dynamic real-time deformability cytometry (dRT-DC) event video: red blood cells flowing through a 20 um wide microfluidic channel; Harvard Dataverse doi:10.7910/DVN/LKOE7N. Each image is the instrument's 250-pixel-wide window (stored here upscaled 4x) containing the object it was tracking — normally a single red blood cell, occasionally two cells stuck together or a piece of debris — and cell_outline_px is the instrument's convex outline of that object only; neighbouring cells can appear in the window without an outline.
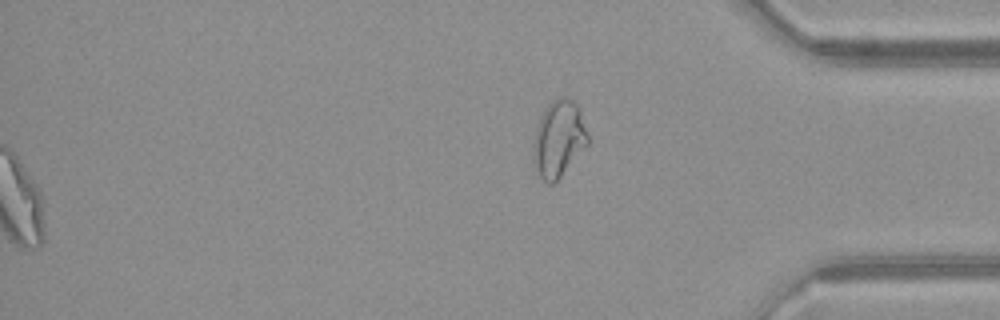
{"species": "common noctule bat (a hibernating species)", "species_latin": "Nyctalus noctula", "temperature_condition": "warm", "stored_images_in_passage": 52, "segment_of_instrument_passage": [2, 2], "camera_frame_rate_fps": 3000, "um_per_image_px": 0.085, "animal": {"sex": "female", "body_mass_g": 21.9}, "frame": {"image": 1, "passage_image": 52, "time_ms": 17.0, "image_size_px": [1000, 320], "cell_outline_px": [[588, 144], [560, 176], [552, 184], [548, 184], [540, 176], [532, 164], [532, 144], [536, 128], [544, 108], [556, 96], [568, 96], [580, 108], [588, 136]], "centroid_in_image_um": [47.46, 11.76], "position_along_channel_um": 387.7, "area_um2": 24.51}}